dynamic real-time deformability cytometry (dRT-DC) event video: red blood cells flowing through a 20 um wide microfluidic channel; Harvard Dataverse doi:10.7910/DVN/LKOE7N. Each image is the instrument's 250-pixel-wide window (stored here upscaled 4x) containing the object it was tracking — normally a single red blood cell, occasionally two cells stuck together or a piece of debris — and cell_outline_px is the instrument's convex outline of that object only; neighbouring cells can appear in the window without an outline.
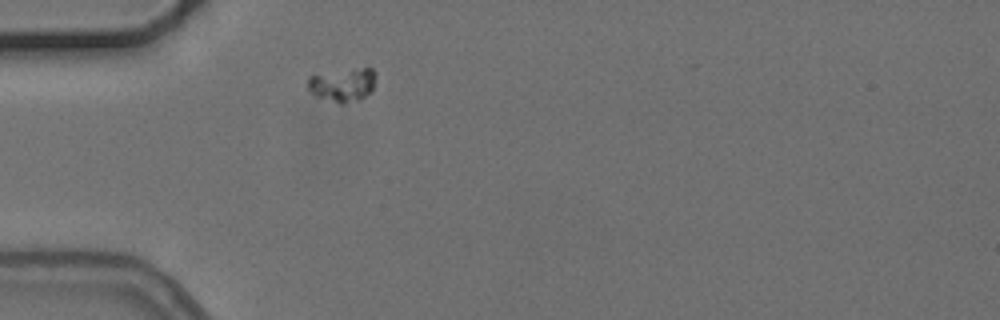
{"species": "common noctule bat (a hibernating species)", "species_latin": "Nyctalus noctula", "temperature_condition": "cold", "stored_images_in_passage": 1, "camera_frame_rate_fps": 3000, "um_per_image_px": 0.085, "animal": {"sex": "female", "body_mass_g": 24.6, "forearm_length_mm": 56.2}, "frame": {"image": 1, "passage_image": 1, "time_ms": 0.0, "image_size_px": [1000, 320], "cell_outline_px": [[376, 76], [372, 92], [360, 100], [344, 104], [340, 104], [316, 96], [308, 88], [308, 76], [352, 68], [372, 68], [376, 72]], "centroid_in_image_um": [29.18, 7.21], "position_along_channel_um": 55.8, "area_um2": 13.47}}